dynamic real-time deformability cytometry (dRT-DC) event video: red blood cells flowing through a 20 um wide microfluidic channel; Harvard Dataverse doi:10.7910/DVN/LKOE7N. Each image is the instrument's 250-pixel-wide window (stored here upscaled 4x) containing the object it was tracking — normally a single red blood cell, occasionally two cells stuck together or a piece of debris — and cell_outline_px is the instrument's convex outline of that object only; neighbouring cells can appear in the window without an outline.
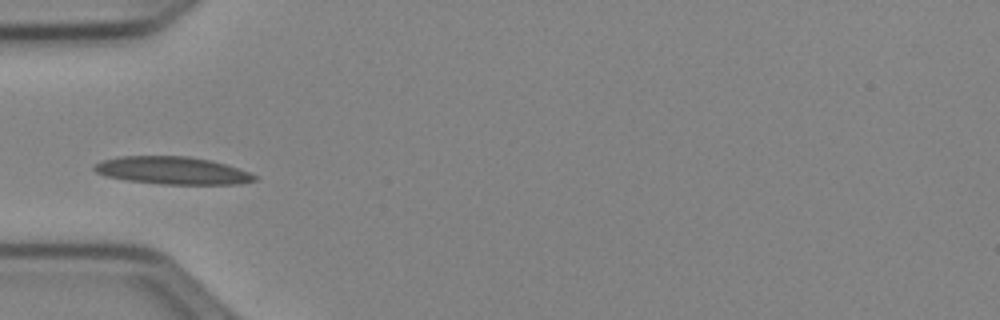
{"species": "Egyptian fruit bat (a non-hibernating species)", "species_latin": "Rousettus aegyptiacus", "temperature_condition": "cold", "stored_images_in_passage": 36, "camera_frame_rate_fps": 3000, "um_per_image_px": 0.085, "animal": {"sex": "female"}, "frame": {"image": 1, "passage_image": 1, "time_ms": 0.0, "image_size_px": [1000, 320], "cell_outline_px": [[256, 180], [240, 184], [160, 184], [128, 180], [104, 176], [96, 172], [92, 168], [92, 164], [100, 160], [120, 156], [188, 156], [212, 160], [248, 172], [256, 176]], "centroid_in_image_um": [14.58, 14.49], "position_along_channel_um": 70.4, "area_um2": 25.84}}
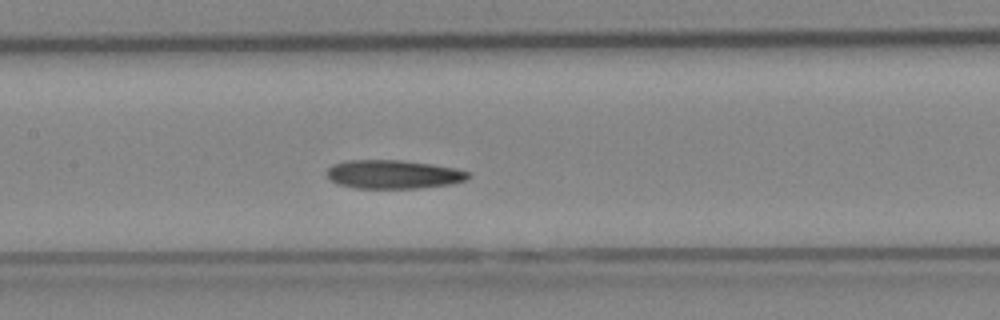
{"frame": {"image": 2, "passage_image": 9, "time_ms": 2.667, "image_size_px": [1000, 320], "cell_outline_px": [[472, 176], [468, 180], [452, 184], [416, 188], [356, 188], [336, 184], [328, 176], [328, 168], [332, 164], [344, 160], [400, 160], [432, 164], [456, 168], [468, 172]], "centroid_in_image_um": [33.46, 14.81], "position_along_channel_um": 173.9, "area_um2": 23.76}}
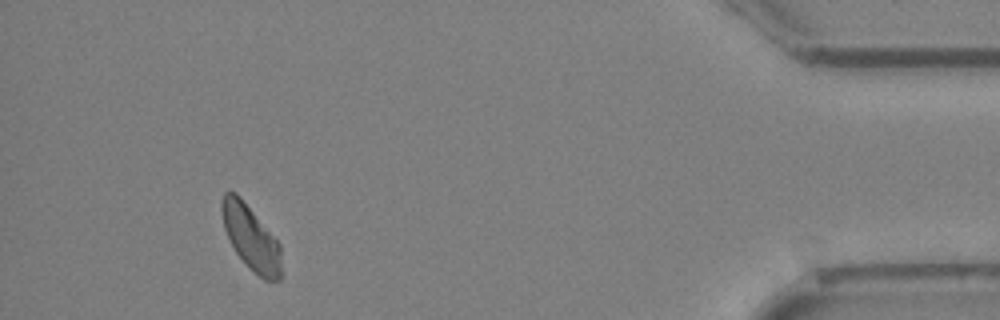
{"frame": {"image": 3, "passage_image": 32, "time_ms": 10.333, "image_size_px": [1000, 320], "cell_outline_px": [[280, 280], [264, 280], [252, 272], [248, 268], [236, 252], [228, 240], [224, 228], [220, 208], [220, 204], [224, 192], [236, 192], [240, 196], [280, 244]], "centroid_in_image_um": [21.29, 20.2], "position_along_channel_um": 413.9, "area_um2": 22.37}, "authors_computed_cell_mechanics": {"area_um2": 23.1489, "velocity_mm_per_s": 3.9029, "shape_relaxation_time_tau1_ms": 9.123, "shape_relaxation_time_tau2_ms": 3.7081, "deformation_change_tau1": 0.1741, "deformation_change_tau2": 0.093}}